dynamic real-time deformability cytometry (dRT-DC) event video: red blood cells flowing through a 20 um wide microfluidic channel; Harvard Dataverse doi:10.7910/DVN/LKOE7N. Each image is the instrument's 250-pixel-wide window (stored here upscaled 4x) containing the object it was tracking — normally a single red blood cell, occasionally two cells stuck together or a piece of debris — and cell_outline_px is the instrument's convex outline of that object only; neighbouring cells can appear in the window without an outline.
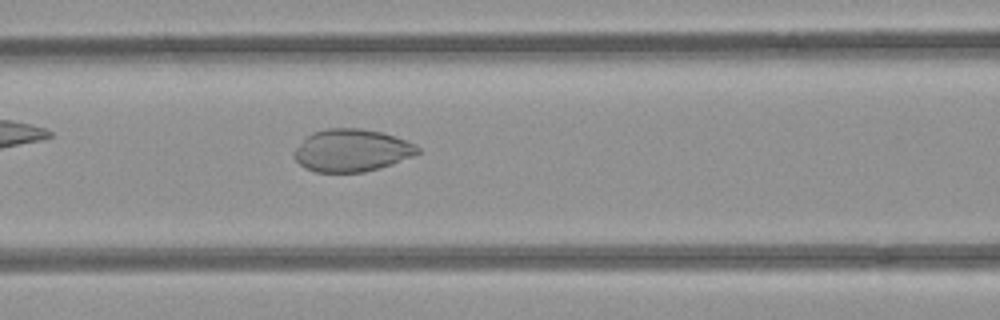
{"species": "common noctule bat (a hibernating species)", "species_latin": "Nyctalus noctula", "temperature_condition": "room temperature", "stored_images_in_passage": 36, "camera_frame_rate_fps": 3000, "um_per_image_px": 0.085, "animal": {"sex": "female", "body_mass_g": 21.9}, "frame": {"image": 1, "passage_image": 10, "time_ms": 3.0, "image_size_px": [1000, 320], "cell_outline_px": [[420, 152], [412, 156], [392, 164], [380, 168], [364, 172], [316, 172], [304, 168], [292, 156], [292, 152], [312, 132], [328, 128], [360, 128], [380, 132], [416, 144], [420, 148]], "centroid_in_image_um": [29.88, 12.79], "position_along_channel_um": 136.7, "area_um2": 30.46}}
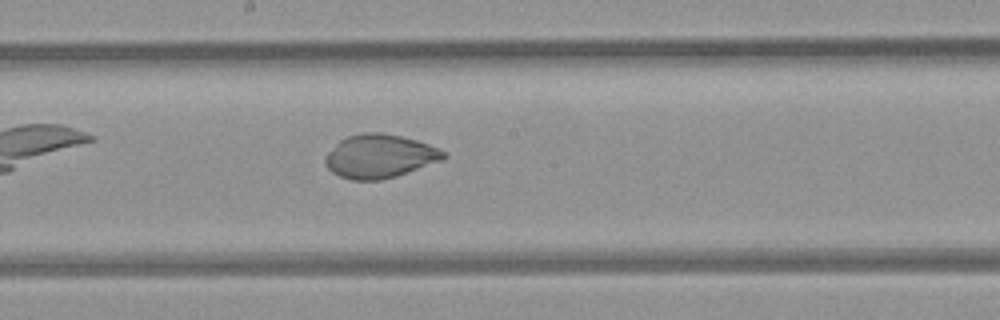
{"frame": {"image": 2, "passage_image": 16, "time_ms": 5.0, "image_size_px": [1000, 320], "cell_outline_px": [[448, 156], [440, 160], [396, 176], [380, 180], [352, 180], [340, 176], [332, 172], [324, 164], [324, 156], [340, 140], [348, 136], [364, 132], [380, 132], [400, 136], [416, 140], [428, 144], [444, 152]], "centroid_in_image_um": [32.22, 13.28], "position_along_channel_um": 216.0, "area_um2": 29.71}}
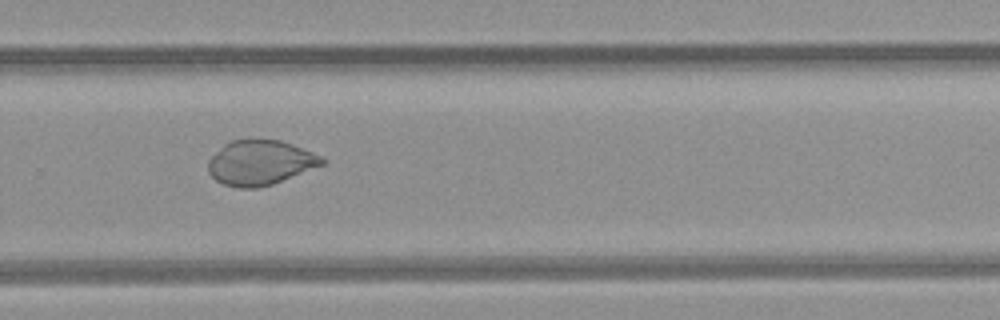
{"frame": {"image": 3, "passage_image": 23, "time_ms": 7.333, "image_size_px": [1000, 320], "cell_outline_px": [[324, 164], [272, 184], [256, 188], [236, 188], [224, 184], [216, 180], [208, 172], [208, 160], [224, 144], [232, 140], [280, 140], [292, 144], [312, 152], [320, 156], [324, 160]], "centroid_in_image_um": [22.09, 13.83], "position_along_channel_um": 307.7, "area_um2": 29.36}, "authors_computed_cell_mechanics": {"area_um2": 29.7959, "velocity_mm_per_s": 3.9585, "shape_relaxation_time_tau1_ms": null, "shape_relaxation_time_tau2_ms": 0.5314, "deformation_change_tau1": null, "deformation_change_tau2": 0.0227}}